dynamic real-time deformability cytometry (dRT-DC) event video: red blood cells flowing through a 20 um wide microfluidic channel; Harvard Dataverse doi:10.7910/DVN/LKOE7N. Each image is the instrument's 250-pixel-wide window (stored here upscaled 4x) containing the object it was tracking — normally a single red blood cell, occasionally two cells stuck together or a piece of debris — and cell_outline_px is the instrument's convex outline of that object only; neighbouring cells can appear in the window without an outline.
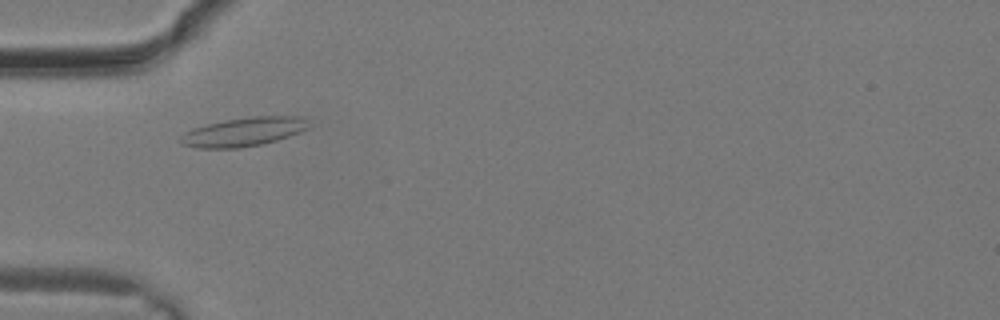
{"species": "common noctule bat (a hibernating species)", "species_latin": "Nyctalus noctula", "temperature_condition": "warm", "stored_images_in_passage": 14, "camera_frame_rate_fps": 3000, "um_per_image_px": 0.085, "animal": {"sex": "male", "body_mass_g": 19.2, "forearm_length_mm": 51.8}, "frame": {"image": 1, "passage_image": 7, "time_ms": 2.0, "image_size_px": [1000, 320], "cell_outline_px": [[312, 124], [308, 128], [300, 132], [276, 140], [260, 144], [240, 148], [196, 148], [180, 144], [180, 136], [184, 132], [192, 128], [208, 124], [228, 120], [252, 116], [300, 116], [308, 120]], "centroid_in_image_um": [20.71, 11.21], "position_along_channel_um": 64.3, "area_um2": 21.56}}
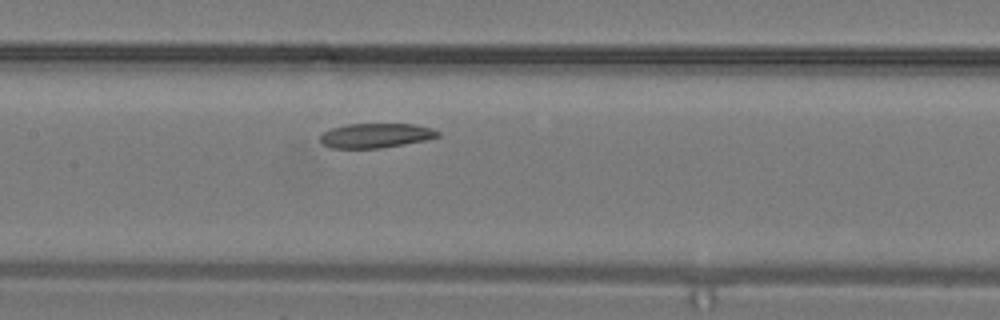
{"frame": {"image": 2, "passage_image": 12, "time_ms": 3.667, "image_size_px": [1000, 320], "cell_outline_px": [[440, 136], [424, 140], [380, 148], [332, 148], [320, 144], [320, 136], [324, 132], [332, 128], [348, 124], [416, 124], [432, 128], [440, 132]], "centroid_in_image_um": [31.93, 11.52], "position_along_channel_um": 175.5, "area_um2": 16.76}}
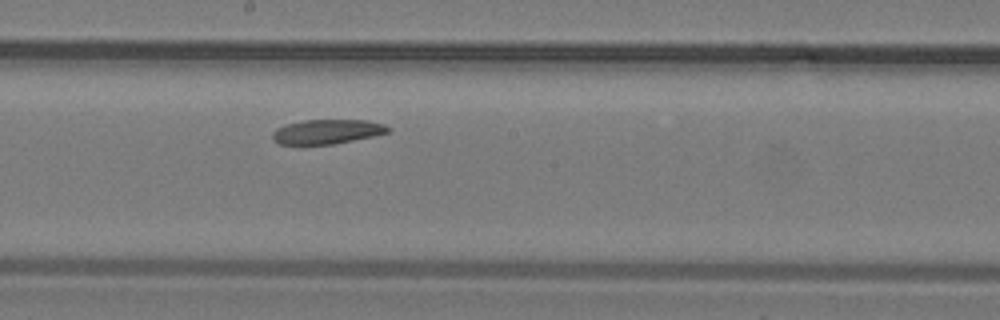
{"frame": {"image": 3, "passage_image": 14, "time_ms": 4.333, "image_size_px": [1000, 320], "cell_outline_px": [[392, 128], [388, 132], [372, 136], [332, 144], [280, 144], [272, 140], [272, 132], [276, 128], [284, 124], [304, 120], [368, 120], [384, 124]], "centroid_in_image_um": [27.77, 11.18], "position_along_channel_um": 220.4, "area_um2": 16.47}}